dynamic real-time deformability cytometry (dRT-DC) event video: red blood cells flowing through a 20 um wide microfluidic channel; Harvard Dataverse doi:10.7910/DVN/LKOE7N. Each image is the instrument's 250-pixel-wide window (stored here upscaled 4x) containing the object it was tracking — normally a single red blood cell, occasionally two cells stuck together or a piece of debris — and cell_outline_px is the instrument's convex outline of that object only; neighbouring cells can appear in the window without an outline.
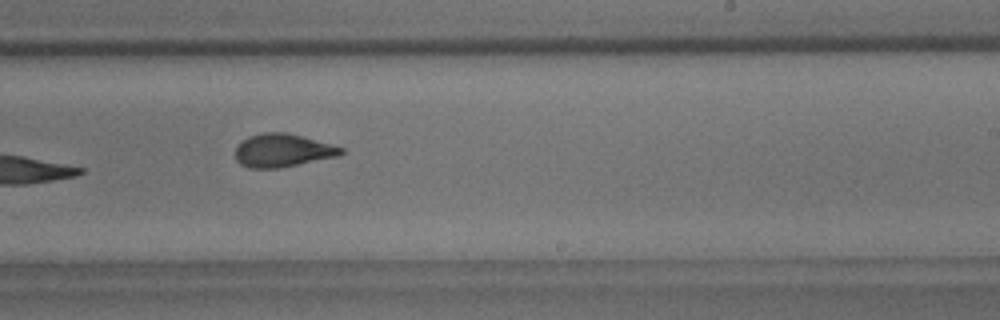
{"species": "common noctule bat (a hibernating species)", "species_latin": "Nyctalus noctula", "temperature_condition": "room temperature", "stored_images_in_passage": 15, "camera_frame_rate_fps": 3000, "um_per_image_px": 0.085, "animal": {"sex": "male", "body_mass_g": 18.8}, "frame": {"image": 1, "passage_image": 10, "time_ms": 11.333, "image_size_px": [1000, 320], "cell_outline_px": [[344, 152], [336, 156], [276, 168], [248, 168], [240, 164], [236, 160], [236, 148], [248, 136], [264, 132], [284, 132], [332, 144], [344, 148]], "centroid_in_image_um": [23.99, 12.78], "position_along_channel_um": 265.0, "area_um2": 20.0}, "authors_computed_cell_mechanics": {"area_um2": 17.7446, "velocity_mm_per_s": 3.7066, "shape_relaxation_time_tau1_ms": null, "shape_relaxation_time_tau2_ms": 1.7791, "deformation_change_tau1": null, "deformation_change_tau2": 0.0778}}